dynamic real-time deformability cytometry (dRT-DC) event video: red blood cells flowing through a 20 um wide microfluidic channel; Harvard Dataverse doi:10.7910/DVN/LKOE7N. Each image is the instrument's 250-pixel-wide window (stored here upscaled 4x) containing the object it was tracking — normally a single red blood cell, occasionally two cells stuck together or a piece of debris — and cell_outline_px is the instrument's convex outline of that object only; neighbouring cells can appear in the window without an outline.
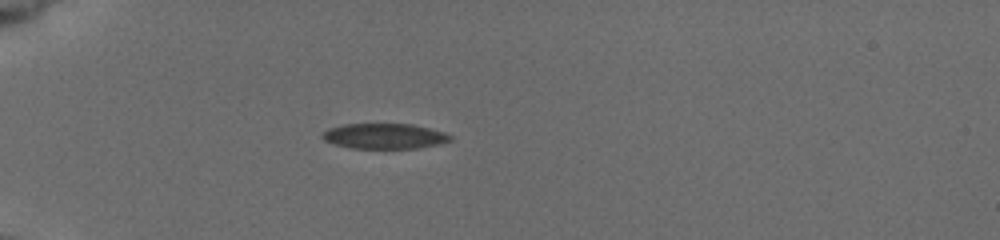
{"species": "common noctule bat (a hibernating species)", "species_latin": "Nyctalus noctula", "temperature_condition": "cold", "stored_images_in_passage": 26, "camera_frame_rate_fps": 3000, "um_per_image_px": 0.085, "animal": {"sex": "female", "body_mass_g": 19.5, "forearm_length_mm": 54.1}, "frame": {"image": 1, "passage_image": 1, "time_ms": 0.0, "image_size_px": [1000, 240], "cell_outline_px": [[452, 140], [440, 144], [416, 148], [352, 148], [336, 144], [324, 140], [320, 136], [328, 128], [344, 124], [412, 124], [444, 132], [452, 136]], "centroid_in_image_um": [32.68, 11.57], "position_along_channel_um": 52.3, "area_um2": 18.79}}
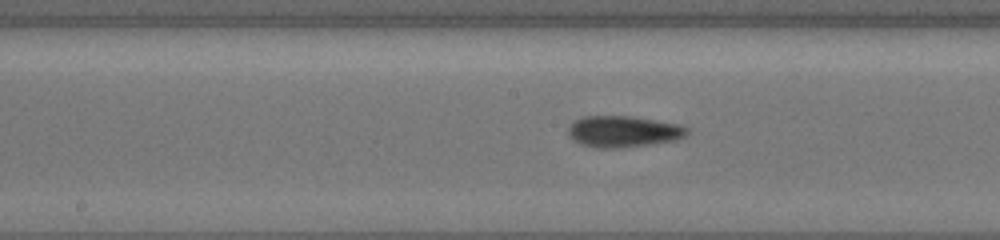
{"frame": {"image": 2, "passage_image": 13, "time_ms": 4.333, "image_size_px": [1000, 240], "cell_outline_px": [[688, 132], [684, 136], [676, 140], [648, 144], [616, 148], [596, 148], [580, 144], [572, 140], [568, 136], [568, 128], [576, 120], [584, 116], [632, 116], [676, 124], [688, 128]], "centroid_in_image_um": [52.93, 11.18], "position_along_channel_um": 195.3, "area_um2": 21.5}}
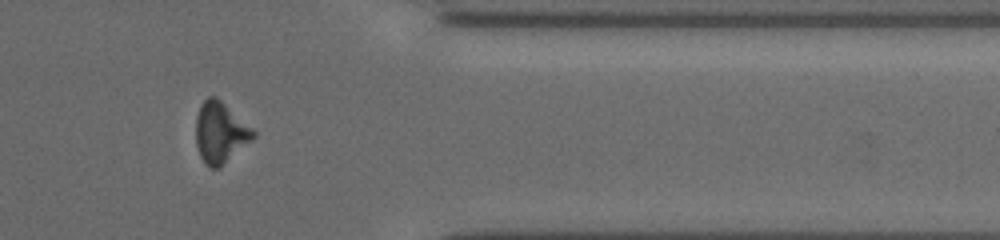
{"frame": {"image": 3, "passage_image": 22, "time_ms": 9.667, "image_size_px": [1000, 240], "cell_outline_px": [[256, 136], [252, 140], [220, 168], [208, 168], [204, 164], [200, 156], [196, 144], [196, 116], [200, 104], [208, 96], [216, 96], [252, 128], [256, 132]], "centroid_in_image_um": [18.71, 11.28], "position_along_channel_um": 392.7, "area_um2": 20.52}, "authors_computed_cell_mechanics": {"area_um2": 20.4034, "velocity_mm_per_s": 3.8993, "shape_relaxation_time_tau1_ms": 1.6848, "shape_relaxation_time_tau2_ms": 3.9433, "deformation_change_tau1": 0.0985, "deformation_change_tau2": 0.107}}